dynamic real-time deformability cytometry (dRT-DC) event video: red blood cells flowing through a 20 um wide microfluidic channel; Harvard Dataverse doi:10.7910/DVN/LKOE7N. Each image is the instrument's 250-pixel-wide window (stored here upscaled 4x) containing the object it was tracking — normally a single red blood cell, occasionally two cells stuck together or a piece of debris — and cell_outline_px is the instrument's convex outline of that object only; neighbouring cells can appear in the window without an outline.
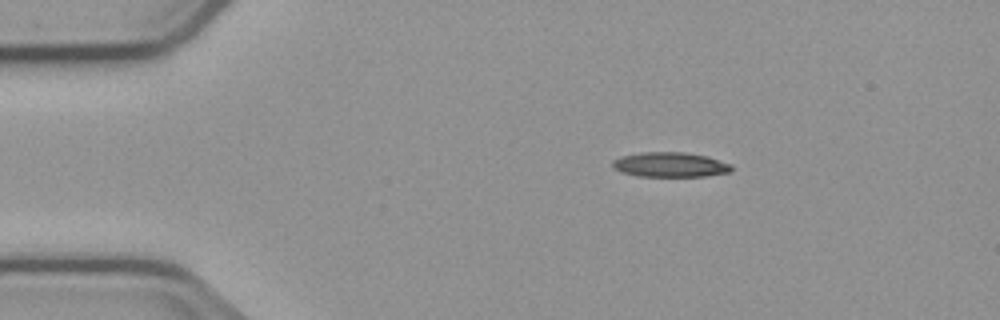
{"species": "common noctule bat (a hibernating species)", "species_latin": "Nyctalus noctula", "temperature_condition": "cold", "stored_images_in_passage": 4, "camera_frame_rate_fps": 3000, "um_per_image_px": 0.085, "animal": {"sex": "male", "body_mass_g": 23.1, "forearm_length_mm": 52.7}, "frame": {"image": 1, "passage_image": 1, "time_ms": 0.0, "image_size_px": [1000, 320], "cell_outline_px": [[732, 168], [728, 172], [704, 176], [640, 176], [624, 172], [612, 168], [612, 160], [620, 156], [640, 152], [684, 152], [704, 156], [732, 164]], "centroid_in_image_um": [56.91, 13.99], "position_along_channel_um": 28.1, "area_um2": 16.99}}
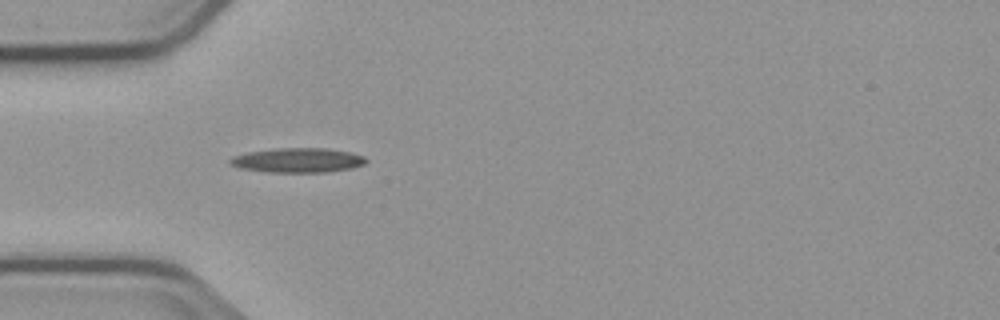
{"frame": {"image": 2, "passage_image": 3, "time_ms": 2.333, "image_size_px": [1000, 320], "cell_outline_px": [[368, 160], [364, 164], [352, 168], [324, 172], [268, 172], [240, 168], [228, 164], [228, 160], [232, 156], [248, 152], [280, 148], [324, 148], [348, 152], [364, 156]], "centroid_in_image_um": [25.28, 13.62], "position_along_channel_um": 59.7, "area_um2": 19.36}}
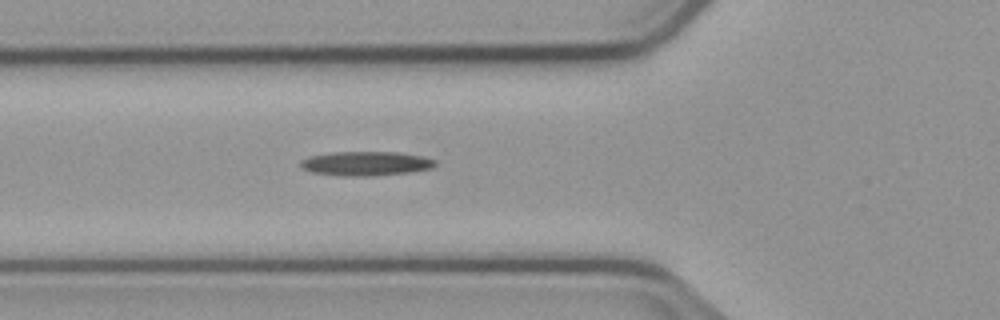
{"frame": {"image": 3, "passage_image": 4, "time_ms": 3.333, "image_size_px": [1000, 320], "cell_outline_px": [[436, 164], [432, 168], [412, 172], [372, 176], [344, 176], [312, 172], [300, 168], [300, 160], [308, 156], [332, 152], [400, 152], [420, 156], [436, 160]], "centroid_in_image_um": [31.08, 13.9], "position_along_channel_um": 94.7, "area_um2": 19.19}}